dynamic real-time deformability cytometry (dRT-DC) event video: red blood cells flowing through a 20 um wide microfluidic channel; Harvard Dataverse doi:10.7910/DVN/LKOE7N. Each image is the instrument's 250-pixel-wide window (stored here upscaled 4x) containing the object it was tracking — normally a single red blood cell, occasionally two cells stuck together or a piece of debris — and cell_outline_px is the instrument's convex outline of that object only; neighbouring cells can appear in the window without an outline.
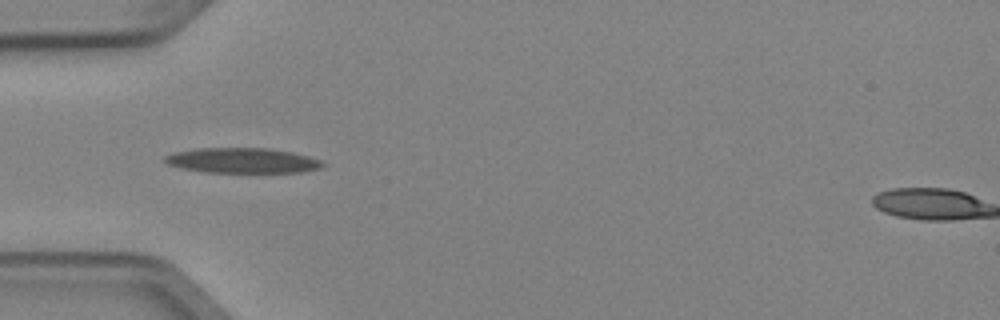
{"species": "Egyptian fruit bat (a non-hibernating species)", "species_latin": "Rousettus aegyptiacus", "temperature_condition": "cold", "stored_images_in_passage": 6, "camera_frame_rate_fps": 3000, "um_per_image_px": 0.085, "animal": {"sex": "female"}, "frame": {"image": 1, "passage_image": 4, "time_ms": 1.0, "image_size_px": [1000, 320], "cell_outline_px": [[328, 164], [320, 168], [304, 172], [204, 172], [180, 168], [168, 164], [164, 160], [164, 156], [172, 152], [196, 148], [268, 148], [292, 152], [324, 160]], "centroid_in_image_um": [20.63, 13.64], "position_along_channel_um": 64.4, "area_um2": 23.41}}
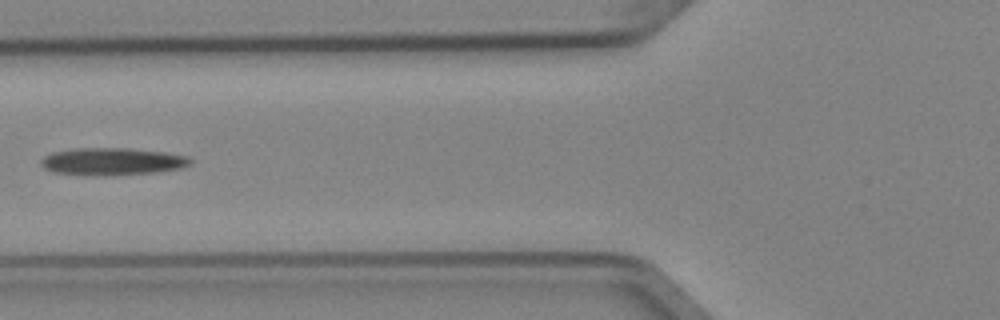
{"frame": {"image": 2, "passage_image": 5, "time_ms": 1.333, "image_size_px": [1000, 320], "cell_outline_px": [[192, 160], [188, 164], [180, 168], [156, 172], [56, 172], [44, 168], [40, 164], [40, 160], [44, 156], [56, 152], [76, 148], [132, 148], [164, 152], [188, 156]], "centroid_in_image_um": [9.59, 13.65], "position_along_channel_um": 116.2, "area_um2": 22.14}}
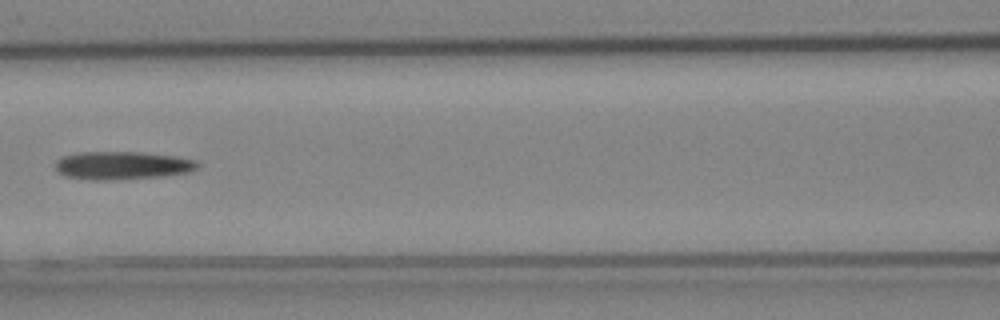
{"frame": {"image": 3, "passage_image": 6, "time_ms": 1.667, "image_size_px": [1000, 320], "cell_outline_px": [[200, 168], [188, 172], [160, 176], [104, 180], [92, 180], [64, 176], [56, 168], [56, 160], [64, 156], [76, 152], [140, 152], [176, 156], [196, 160], [200, 164]], "centroid_in_image_um": [10.41, 14.05], "position_along_channel_um": 156.2, "area_um2": 23.18}}